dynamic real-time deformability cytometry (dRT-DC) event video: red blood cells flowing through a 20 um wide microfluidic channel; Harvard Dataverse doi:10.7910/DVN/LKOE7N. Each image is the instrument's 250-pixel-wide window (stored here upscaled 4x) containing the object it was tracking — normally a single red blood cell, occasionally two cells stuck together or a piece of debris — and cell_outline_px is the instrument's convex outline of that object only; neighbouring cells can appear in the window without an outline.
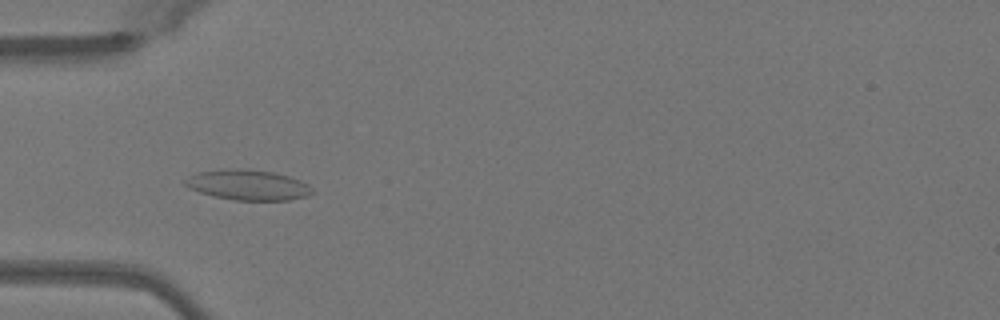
{"species": "Egyptian fruit bat (a non-hibernating species)", "species_latin": "Rousettus aegyptiacus", "temperature_condition": "warm", "stored_images_in_passage": 39, "camera_frame_rate_fps": 3000, "um_per_image_px": 0.085, "animal": {"sex": "female"}, "frame": {"image": 1, "passage_image": 5, "time_ms": 1.333, "image_size_px": [1000, 320], "cell_outline_px": [[312, 192], [308, 196], [288, 200], [232, 200], [212, 196], [200, 192], [184, 184], [184, 180], [188, 176], [196, 172], [248, 168], [272, 172], [288, 176], [300, 180], [308, 184], [312, 188]], "centroid_in_image_um": [21.08, 15.72], "position_along_channel_um": 63.9, "area_um2": 22.31}}
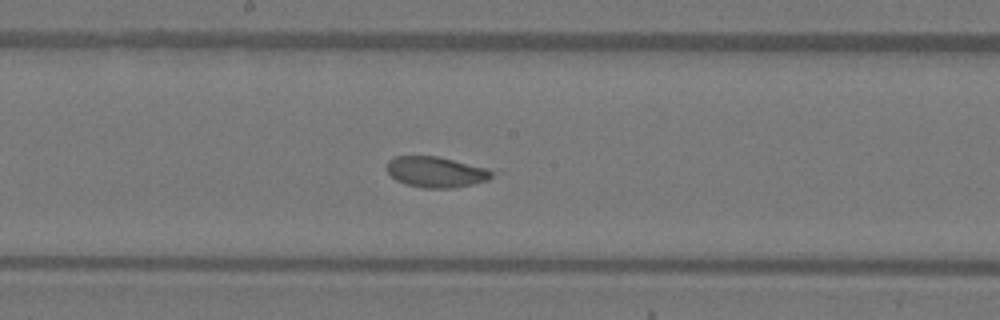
{"frame": {"image": 2, "passage_image": 16, "time_ms": 5.0, "image_size_px": [1000, 320], "cell_outline_px": [[496, 172], [488, 180], [472, 184], [452, 188], [424, 188], [404, 184], [396, 180], [388, 172], [388, 160], [396, 156], [436, 156], [488, 168]], "centroid_in_image_um": [37.08, 14.62], "position_along_channel_um": 211.1, "area_um2": 18.79}}
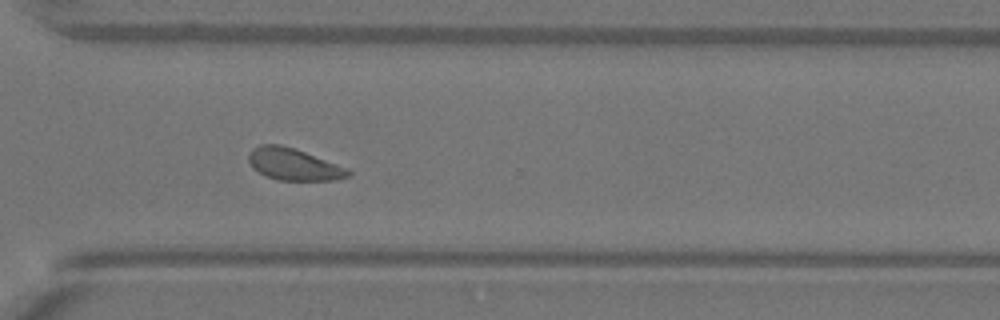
{"frame": {"image": 3, "passage_image": 26, "time_ms": 8.333, "image_size_px": [1000, 320], "cell_outline_px": [[352, 172], [348, 176], [336, 180], [276, 180], [252, 168], [248, 160], [248, 156], [252, 148], [260, 144], [280, 144], [296, 148], [348, 168]], "centroid_in_image_um": [24.96, 13.95], "position_along_channel_um": 345.6, "area_um2": 18.61}, "authors_computed_cell_mechanics": {"area_um2": 18.7272, "velocity_mm_per_s": 4.0481, "shape_relaxation_time_tau1_ms": 7.4506, "shape_relaxation_time_tau2_ms": 1.1561, "deformation_change_tau1": 0.149, "deformation_change_tau2": 0.0615}}